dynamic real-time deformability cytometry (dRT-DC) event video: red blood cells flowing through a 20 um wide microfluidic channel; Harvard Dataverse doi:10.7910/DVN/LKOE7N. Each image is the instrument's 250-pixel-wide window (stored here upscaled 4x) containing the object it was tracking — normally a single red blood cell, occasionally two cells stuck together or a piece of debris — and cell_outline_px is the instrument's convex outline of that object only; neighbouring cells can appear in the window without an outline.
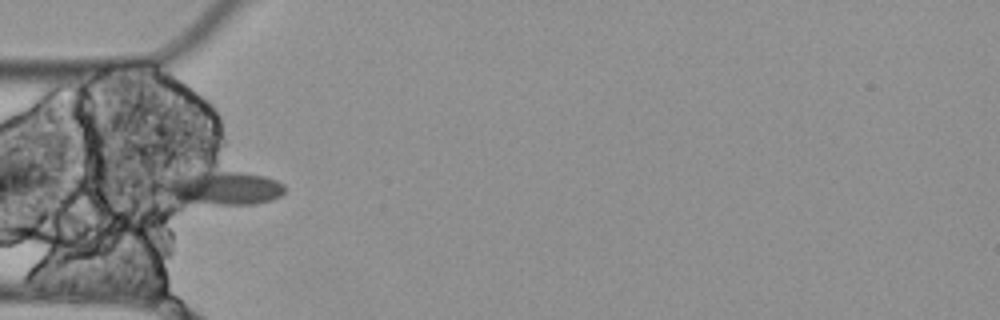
{"species": "Egyptian fruit bat (a non-hibernating species)", "species_latin": "Rousettus aegyptiacus", "temperature_condition": "cold", "stored_images_in_passage": 8, "camera_frame_rate_fps": 3000, "um_per_image_px": 0.085, "animal": {"sex": "female"}, "frame": {"image": 1, "passage_image": 5, "time_ms": 1.333, "image_size_px": [1000, 320], "cell_outline_px": [[284, 192], [280, 196], [272, 200], [252, 204], [180, 204], [148, 188], [148, 180], [172, 172], [240, 172], [264, 176], [276, 180], [284, 184]], "centroid_in_image_um": [18.4, 15.97], "position_along_channel_um": 66.6, "area_um2": 26.53}}
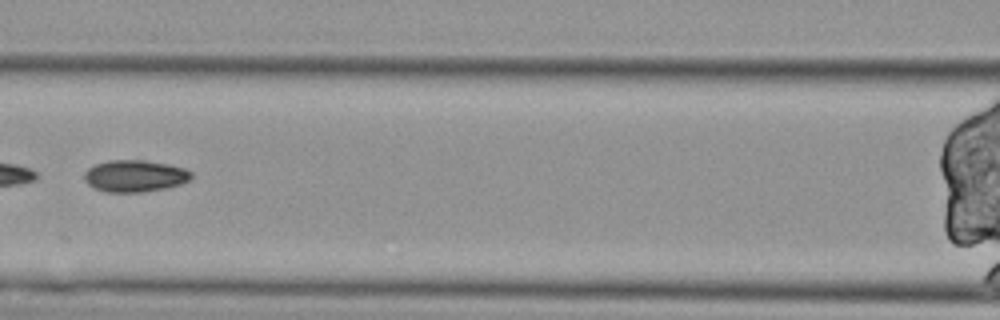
{"frame": {"image": 2, "passage_image": 7, "time_ms": 2.0, "image_size_px": [1000, 320], "cell_outline_px": [[192, 176], [188, 180], [180, 184], [168, 188], [140, 192], [104, 192], [88, 184], [84, 180], [84, 172], [88, 168], [96, 164], [108, 160], [144, 160], [168, 164], [184, 168], [192, 172]], "centroid_in_image_um": [11.45, 14.95], "position_along_channel_um": 155.1, "area_um2": 19.88}}
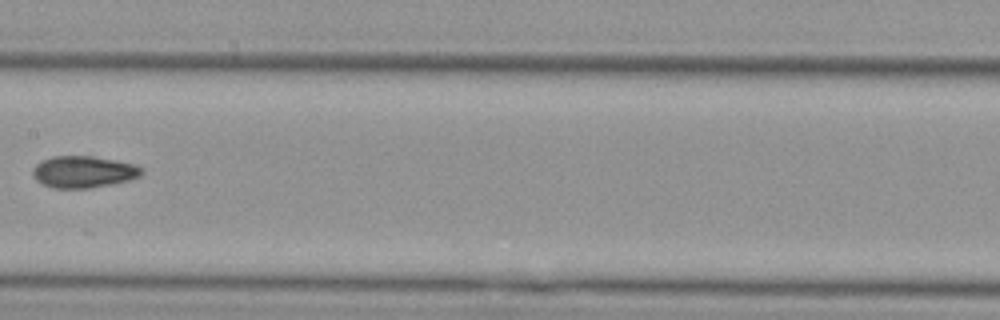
{"frame": {"image": 3, "passage_image": 8, "time_ms": 2.333, "image_size_px": [1000, 320], "cell_outline_px": [[144, 172], [140, 176], [128, 180], [112, 184], [88, 188], [52, 188], [36, 180], [32, 176], [32, 168], [36, 164], [52, 156], [92, 156], [116, 160], [136, 164], [144, 168]], "centroid_in_image_um": [7.12, 14.6], "position_along_channel_um": 200.3, "area_um2": 20.29}}